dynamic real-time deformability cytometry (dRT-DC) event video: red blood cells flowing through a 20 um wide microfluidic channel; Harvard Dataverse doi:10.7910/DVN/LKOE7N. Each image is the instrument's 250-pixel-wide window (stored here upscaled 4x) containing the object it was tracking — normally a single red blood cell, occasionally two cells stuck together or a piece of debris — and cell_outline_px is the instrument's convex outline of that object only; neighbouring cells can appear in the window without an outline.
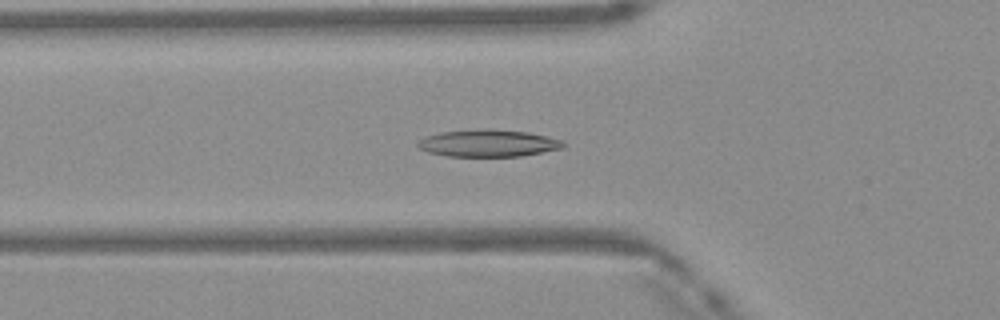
{"species": "Egyptian fruit bat (a non-hibernating species)", "species_latin": "Rousettus aegyptiacus", "temperature_condition": "warm", "stored_images_in_passage": 49, "segment_of_instrument_passage": [1, 2], "camera_frame_rate_fps": 3000, "um_per_image_px": 0.085, "frame": {"image": 1, "passage_image": 16, "time_ms": 5.0, "image_size_px": [1000, 320], "cell_outline_px": [[564, 148], [520, 156], [448, 156], [428, 152], [420, 148], [416, 144], [420, 140], [428, 136], [440, 132], [476, 128], [492, 128], [528, 132], [564, 140]], "centroid_in_image_um": [41.52, 12.15], "position_along_channel_um": 84.3, "area_um2": 23.12}}
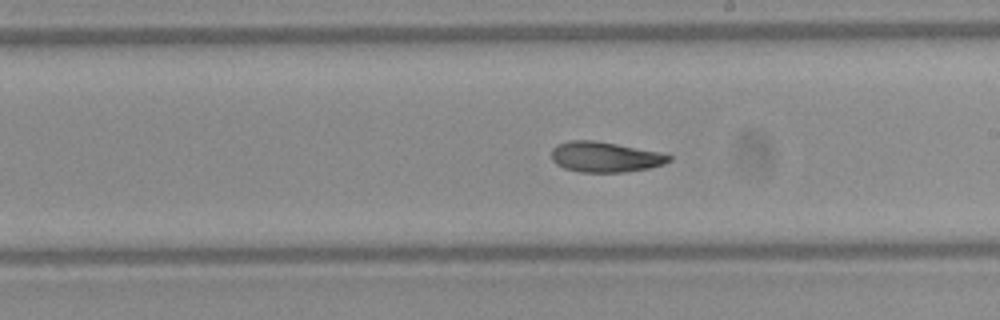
{"frame": {"image": 2, "passage_image": 27, "time_ms": 8.667, "image_size_px": [1000, 320], "cell_outline_px": [[672, 160], [664, 164], [648, 168], [624, 172], [580, 172], [564, 168], [556, 164], [552, 160], [552, 148], [560, 144], [572, 140], [592, 140], [616, 144], [660, 152], [672, 156]], "centroid_in_image_um": [51.44, 13.35], "position_along_channel_um": 237.6, "area_um2": 20.63}}
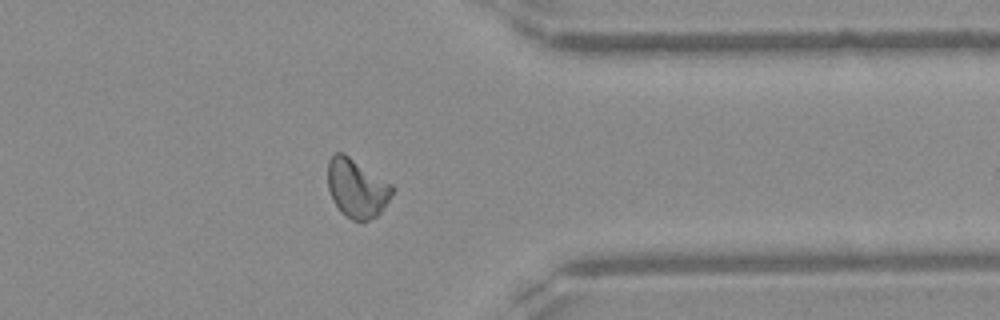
{"frame": {"image": 3, "passage_image": 38, "time_ms": 12.333, "image_size_px": [1000, 320], "cell_outline_px": [[396, 188], [380, 212], [376, 216], [368, 220], [352, 220], [344, 216], [340, 212], [332, 200], [328, 188], [328, 160], [336, 152], [344, 152], [392, 184]], "centroid_in_image_um": [30.31, 15.98], "position_along_channel_um": 381.1, "area_um2": 22.2}}